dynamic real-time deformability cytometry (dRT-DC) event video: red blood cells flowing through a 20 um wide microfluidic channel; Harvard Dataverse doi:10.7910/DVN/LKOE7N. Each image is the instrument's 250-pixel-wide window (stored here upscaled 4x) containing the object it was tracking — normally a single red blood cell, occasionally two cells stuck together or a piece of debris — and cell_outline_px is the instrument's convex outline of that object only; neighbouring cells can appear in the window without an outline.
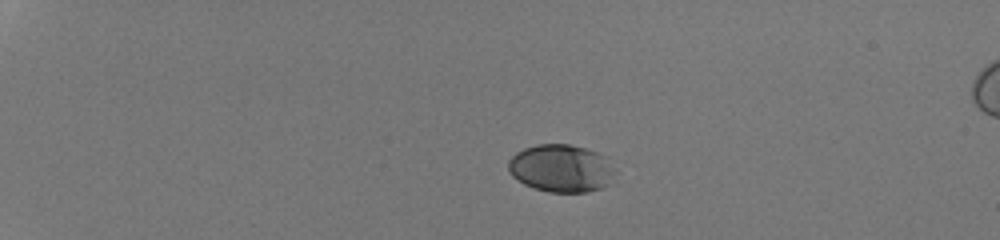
{"species": "human", "species_latin": "Homo sapiens", "temperature_condition": "room temperature", "stored_images_in_passage": 40, "camera_frame_rate_fps": 3000, "um_per_image_px": 0.085, "donor": {"sex": "male"}, "frame": {"image": 1, "passage_image": 1, "time_ms": 0.0, "image_size_px": [1000, 240], "cell_outline_px": [[616, 172], [608, 184], [600, 188], [588, 192], [548, 192], [524, 184], [512, 176], [508, 168], [508, 160], [516, 152], [524, 148], [536, 144], [568, 144], [584, 148], [596, 152], [604, 156], [616, 168]], "centroid_in_image_um": [47.7, 14.3], "position_along_channel_um": 37.3, "area_um2": 29.71}}
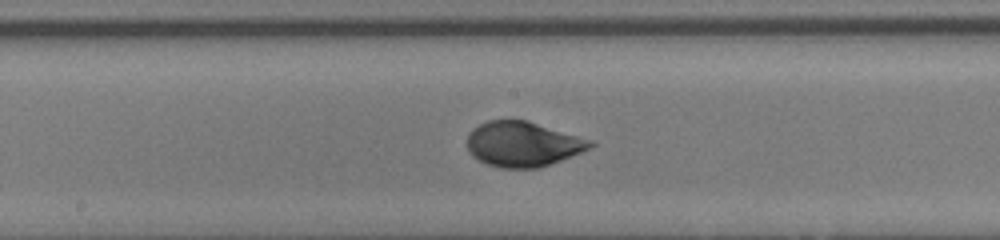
{"frame": {"image": 2, "passage_image": 20, "time_ms": 6.333, "image_size_px": [1000, 240], "cell_outline_px": [[596, 144], [580, 152], [540, 168], [500, 168], [488, 164], [472, 156], [468, 152], [468, 132], [472, 128], [488, 120], [528, 120], [596, 140]], "centroid_in_image_um": [44.47, 12.23], "position_along_channel_um": 203.7, "area_um2": 32.6}}
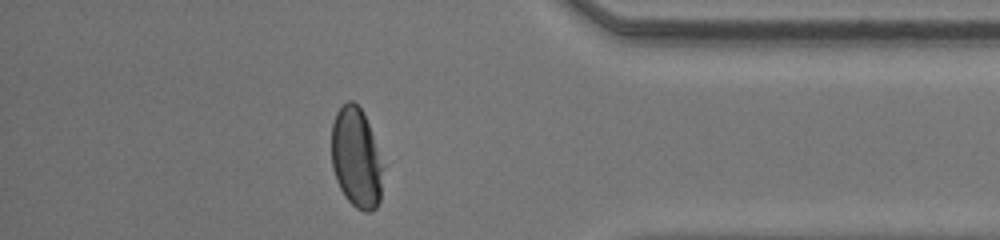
{"frame": {"image": 3, "passage_image": 35, "time_ms": 11.333, "image_size_px": [1000, 240], "cell_outline_px": [[380, 200], [376, 208], [368, 212], [364, 212], [356, 208], [344, 196], [336, 180], [332, 168], [332, 124], [336, 112], [348, 100], [352, 100], [360, 108], [368, 124], [372, 136], [380, 168]], "centroid_in_image_um": [30.21, 13.44], "position_along_channel_um": 405.0, "area_um2": 28.96}, "authors_computed_cell_mechanics": {"area_um2": 31.4432, "velocity_mm_per_s": 4.2947, "shape_relaxation_time_tau1_ms": 3.9566, "shape_relaxation_time_tau2_ms": null, "deformation_change_tau1": 0.1727, "deformation_change_tau2": null}}